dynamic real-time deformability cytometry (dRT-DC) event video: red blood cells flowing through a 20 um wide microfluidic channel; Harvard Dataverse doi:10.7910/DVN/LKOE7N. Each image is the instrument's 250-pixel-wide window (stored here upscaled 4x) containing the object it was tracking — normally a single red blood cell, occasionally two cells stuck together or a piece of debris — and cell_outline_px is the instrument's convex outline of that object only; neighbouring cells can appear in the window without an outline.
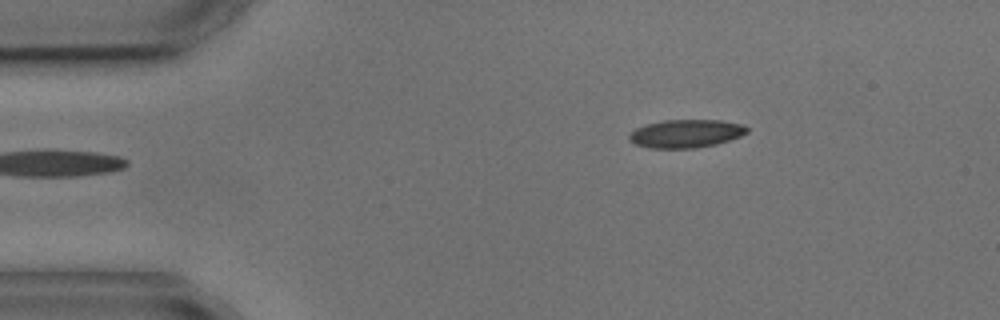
{"species": "common noctule bat (a hibernating species)", "species_latin": "Nyctalus noctula", "temperature_condition": "cold", "stored_images_in_passage": 4, "camera_frame_rate_fps": 3000, "um_per_image_px": 0.085, "animal": {"sex": "male", "body_mass_g": 17.9, "forearm_length_mm": 54.2}, "frame": {"image": 1, "passage_image": 4, "time_ms": 4.667, "image_size_px": [1000, 320], "cell_outline_px": [[748, 132], [740, 136], [716, 144], [696, 148], [648, 148], [636, 144], [628, 140], [628, 136], [636, 128], [644, 124], [664, 120], [720, 120], [744, 124], [748, 128]], "centroid_in_image_um": [58.3, 11.35], "position_along_channel_um": 26.7, "area_um2": 19.42}}